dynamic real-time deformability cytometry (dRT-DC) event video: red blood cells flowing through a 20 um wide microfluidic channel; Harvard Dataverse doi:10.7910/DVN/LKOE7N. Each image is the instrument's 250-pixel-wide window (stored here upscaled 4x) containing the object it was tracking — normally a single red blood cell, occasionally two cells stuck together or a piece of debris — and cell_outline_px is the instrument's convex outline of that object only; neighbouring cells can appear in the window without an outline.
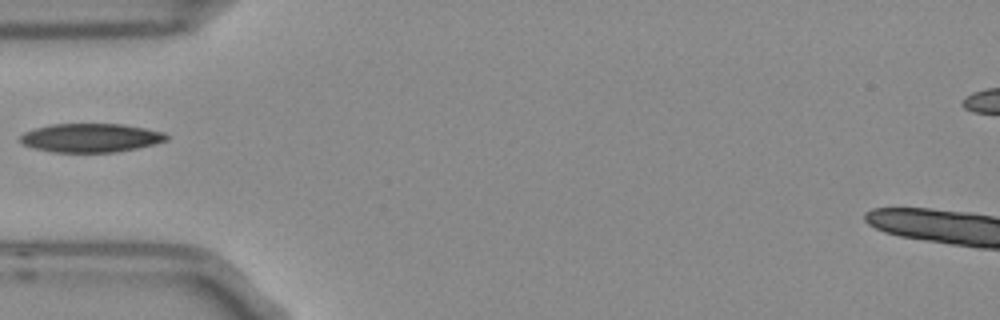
{"species": "Egyptian fruit bat (a non-hibernating species)", "species_latin": "Rousettus aegyptiacus", "temperature_condition": "room temperature", "stored_images_in_passage": 3, "camera_frame_rate_fps": 3000, "um_per_image_px": 0.085, "frame": {"image": 1, "passage_image": 1, "time_ms": 0.0, "image_size_px": [1000, 320], "cell_outline_px": [[168, 140], [136, 148], [116, 152], [52, 152], [36, 148], [24, 144], [20, 140], [20, 136], [24, 132], [48, 124], [124, 124], [164, 132], [168, 136]], "centroid_in_image_um": [7.72, 11.71], "position_along_channel_um": 77.3, "area_um2": 24.33}}
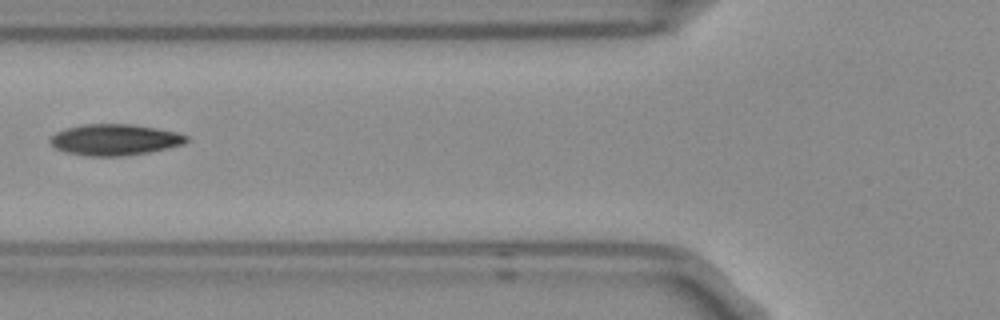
{"frame": {"image": 2, "passage_image": 2, "time_ms": 0.333, "image_size_px": [1000, 320], "cell_outline_px": [[188, 140], [184, 144], [148, 152], [120, 156], [88, 156], [68, 152], [56, 148], [48, 140], [56, 132], [80, 124], [132, 124], [156, 128], [176, 132], [188, 136]], "centroid_in_image_um": [9.76, 11.87], "position_along_channel_um": 116.0, "area_um2": 24.51}}